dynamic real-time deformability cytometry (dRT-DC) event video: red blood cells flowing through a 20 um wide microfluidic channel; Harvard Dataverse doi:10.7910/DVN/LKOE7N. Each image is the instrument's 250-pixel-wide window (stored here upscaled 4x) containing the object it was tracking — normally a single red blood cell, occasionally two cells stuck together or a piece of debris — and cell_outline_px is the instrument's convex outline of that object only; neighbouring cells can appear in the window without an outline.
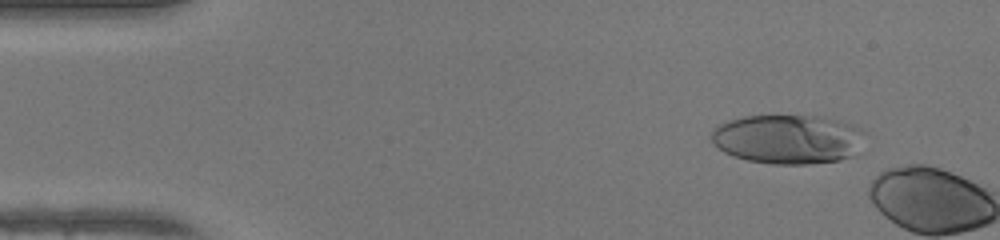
{"species": "human", "species_latin": "Homo sapiens", "temperature_condition": "warm", "stored_images_in_passage": 8, "camera_frame_rate_fps": 3000, "um_per_image_px": 0.085, "donor": {"sex": "female"}, "frame": {"image": 1, "passage_image": 5, "time_ms": 1.333, "image_size_px": [1000, 240], "cell_outline_px": [[864, 132], [852, 156], [840, 160], [808, 164], [772, 164], [748, 160], [732, 156], [724, 152], [712, 144], [708, 136], [720, 124], [728, 120], [744, 116], [824, 116], [852, 124], [860, 128]], "centroid_in_image_um": [66.91, 11.82], "position_along_channel_um": 18.1, "area_um2": 44.1}}